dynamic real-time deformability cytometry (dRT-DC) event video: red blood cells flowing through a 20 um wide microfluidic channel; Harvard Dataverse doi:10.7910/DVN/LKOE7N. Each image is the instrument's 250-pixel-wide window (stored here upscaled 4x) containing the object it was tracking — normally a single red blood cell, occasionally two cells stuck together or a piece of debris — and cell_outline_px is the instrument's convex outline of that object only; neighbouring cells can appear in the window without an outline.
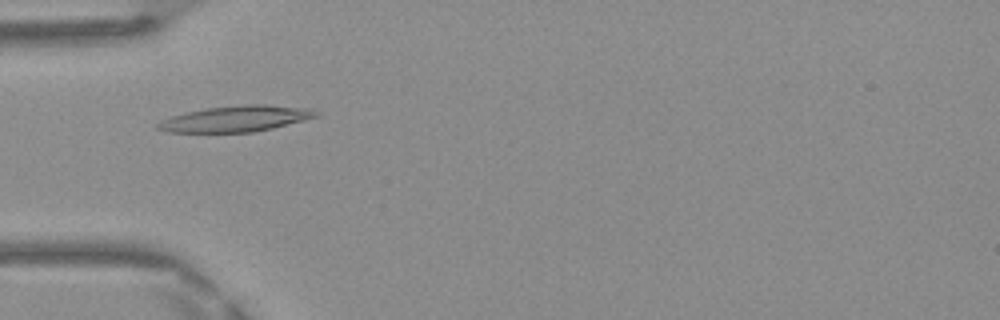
{"species": "Egyptian fruit bat (a non-hibernating species)", "species_latin": "Rousettus aegyptiacus", "temperature_condition": "warm", "stored_images_in_passage": 48, "camera_frame_rate_fps": 3000, "um_per_image_px": 0.085, "frame": {"image": 1, "passage_image": 15, "time_ms": 4.667, "image_size_px": [1000, 320], "cell_outline_px": [[320, 116], [272, 128], [252, 132], [168, 132], [156, 128], [156, 124], [160, 120], [172, 116], [188, 112], [208, 108], [248, 104], [264, 104], [308, 108], [320, 112]], "centroid_in_image_um": [20.07, 10.09], "position_along_channel_um": 64.9, "area_um2": 23.76}}
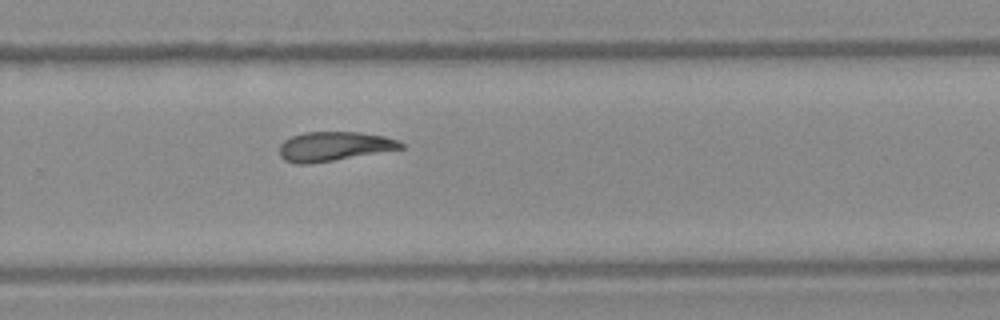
{"frame": {"image": 2, "passage_image": 32, "time_ms": 10.333, "image_size_px": [1000, 320], "cell_outline_px": [[404, 148], [312, 164], [296, 164], [284, 160], [280, 156], [280, 144], [284, 140], [292, 136], [304, 132], [356, 132], [384, 136], [396, 140], [404, 144]], "centroid_in_image_um": [28.35, 12.45], "position_along_channel_um": 301.4, "area_um2": 20.69}}
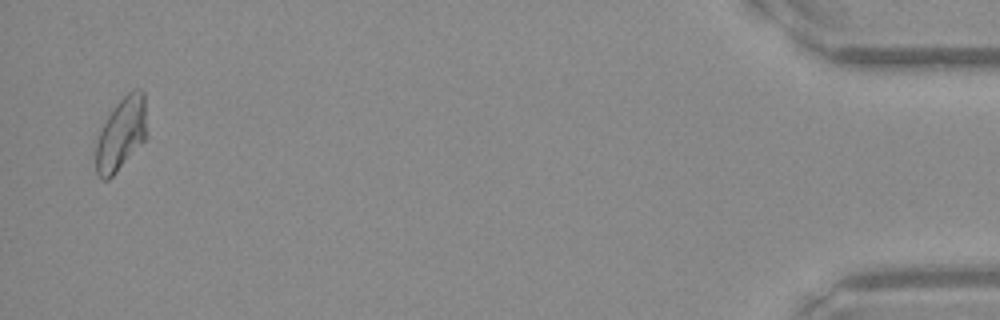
{"frame": {"image": 3, "passage_image": 47, "time_ms": 15.333, "image_size_px": [1000, 320], "cell_outline_px": [[148, 136], [116, 172], [108, 180], [104, 180], [96, 172], [96, 140], [100, 128], [116, 104], [132, 88], [140, 88], [144, 92]], "centroid_in_image_um": [10.32, 11.34], "position_along_channel_um": 424.9, "area_um2": 21.79}, "authors_computed_cell_mechanics": {"area_um2": 21.675, "velocity_mm_per_s": 4.1773, "shape_relaxation_time_tau1_ms": null, "shape_relaxation_time_tau2_ms": 4.4084, "deformation_change_tau1": null, "deformation_change_tau2": 0.1244}}